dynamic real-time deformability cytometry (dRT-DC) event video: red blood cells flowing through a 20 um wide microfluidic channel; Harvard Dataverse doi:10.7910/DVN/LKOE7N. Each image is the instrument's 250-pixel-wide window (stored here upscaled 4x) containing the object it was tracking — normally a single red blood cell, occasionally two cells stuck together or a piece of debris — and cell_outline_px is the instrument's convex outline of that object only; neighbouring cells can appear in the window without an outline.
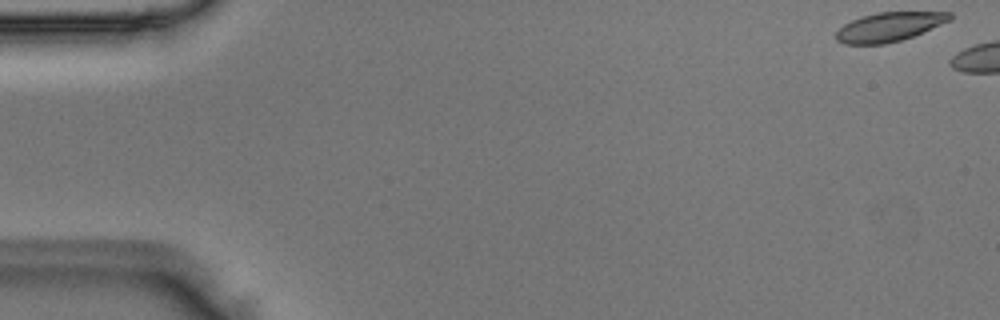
{"species": "Egyptian fruit bat (a non-hibernating species)", "species_latin": "Rousettus aegyptiacus", "temperature_condition": "room temperature", "stored_images_in_passage": 8, "camera_frame_rate_fps": 3000, "um_per_image_px": 0.085, "animal": {"sex": "male"}, "frame": {"image": 1, "passage_image": 1, "time_ms": 0.0, "image_size_px": [1000, 320], "cell_outline_px": [[952, 20], [912, 36], [900, 40], [884, 44], [844, 44], [836, 40], [836, 32], [844, 24], [860, 16], [876, 12], [952, 12]], "centroid_in_image_um": [75.57, 2.27], "position_along_channel_um": 9.4, "area_um2": 19.25}}